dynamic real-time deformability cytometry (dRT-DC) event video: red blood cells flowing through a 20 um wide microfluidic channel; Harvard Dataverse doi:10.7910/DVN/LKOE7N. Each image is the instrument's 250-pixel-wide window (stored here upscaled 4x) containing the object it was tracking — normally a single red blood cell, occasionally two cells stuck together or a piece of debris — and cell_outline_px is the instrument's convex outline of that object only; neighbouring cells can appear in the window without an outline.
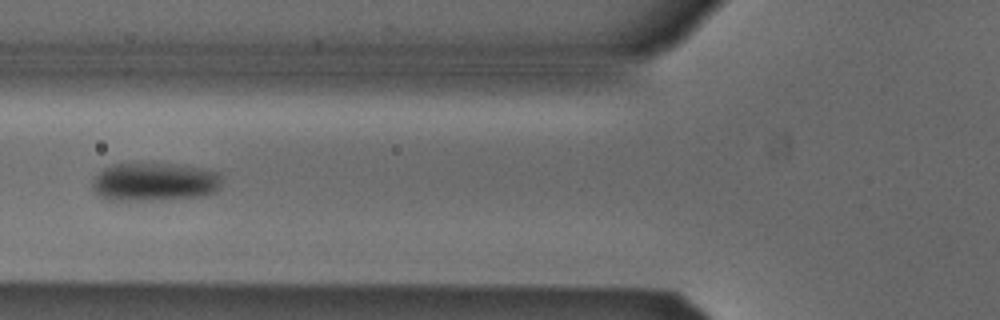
{"species": "Egyptian fruit bat (a non-hibernating species)", "species_latin": "Rousettus aegyptiacus", "temperature_condition": "cold", "stored_images_in_passage": 36, "camera_frame_rate_fps": 3000, "um_per_image_px": 0.085, "animal": {"sex": "male"}, "frame": {"image": 1, "passage_image": 4, "time_ms": 1.0, "image_size_px": [1000, 320], "cell_outline_px": [[220, 184], [216, 192], [200, 196], [160, 200], [108, 200], [100, 196], [92, 188], [92, 184], [96, 176], [104, 168], [112, 164], [168, 164], [200, 168], [220, 172]], "centroid_in_image_um": [13.13, 15.47], "position_along_channel_um": 112.7, "area_um2": 28.73}}
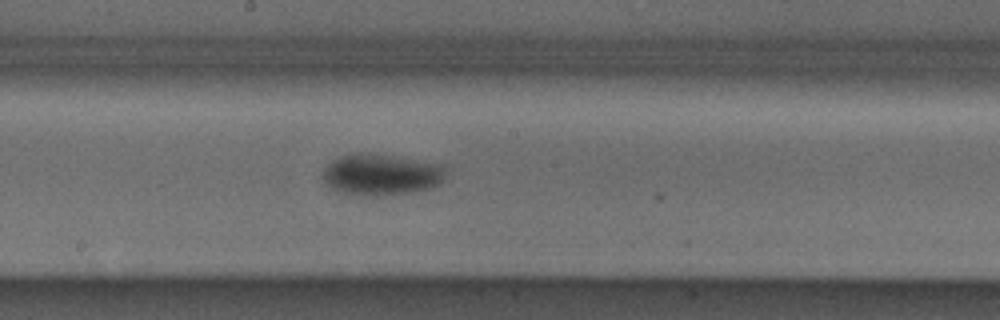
{"frame": {"image": 2, "passage_image": 12, "time_ms": 3.667, "image_size_px": [1000, 320], "cell_outline_px": [[444, 176], [440, 184], [432, 188], [416, 192], [384, 196], [364, 196], [340, 192], [324, 184], [324, 168], [332, 160], [340, 156], [360, 152], [364, 152], [392, 156], [432, 164], [444, 168]], "centroid_in_image_um": [32.34, 14.87], "position_along_channel_um": 215.9, "area_um2": 29.42}}
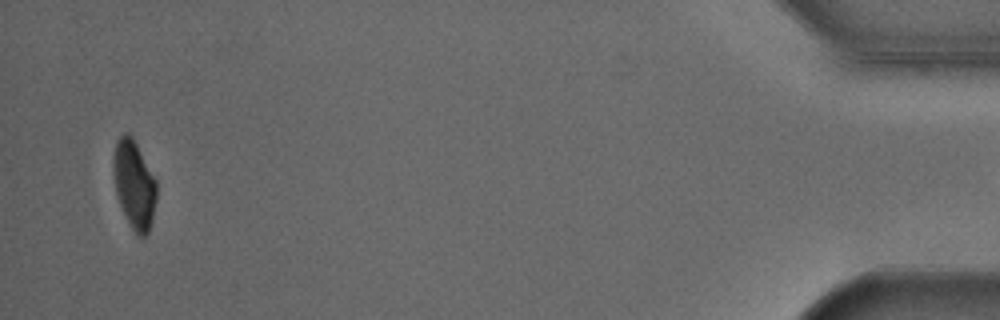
{"frame": {"image": 3, "passage_image": 35, "time_ms": 11.333, "image_size_px": [1000, 320], "cell_outline_px": [[156, 200], [152, 220], [148, 232], [144, 236], [136, 236], [120, 204], [116, 192], [112, 168], [112, 160], [116, 140], [124, 132], [128, 132], [132, 136], [156, 180]], "centroid_in_image_um": [11.39, 15.65], "position_along_channel_um": 423.8, "area_um2": 22.08}}